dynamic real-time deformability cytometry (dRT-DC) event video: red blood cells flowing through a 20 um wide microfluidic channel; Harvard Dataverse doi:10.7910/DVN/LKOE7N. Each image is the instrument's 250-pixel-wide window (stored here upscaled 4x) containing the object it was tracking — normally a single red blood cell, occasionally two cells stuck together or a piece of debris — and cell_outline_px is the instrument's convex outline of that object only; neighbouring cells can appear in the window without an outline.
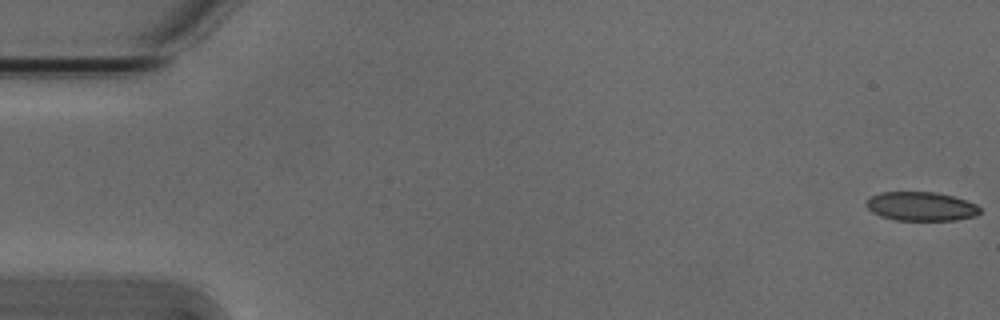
{"species": "Egyptian fruit bat (a non-hibernating species)", "species_latin": "Rousettus aegyptiacus", "temperature_condition": "cold", "stored_images_in_passage": 5, "camera_frame_rate_fps": 3000, "um_per_image_px": 0.085, "animal": {"sex": "male"}, "frame": {"image": 1, "passage_image": 1, "time_ms": 0.0, "image_size_px": [1000, 320], "cell_outline_px": [[980, 212], [976, 216], [956, 220], [896, 220], [880, 216], [872, 212], [864, 204], [872, 196], [880, 192], [936, 192], [952, 196], [976, 204], [980, 208]], "centroid_in_image_um": [78.28, 17.54], "position_along_channel_um": 6.7, "area_um2": 19.13}}